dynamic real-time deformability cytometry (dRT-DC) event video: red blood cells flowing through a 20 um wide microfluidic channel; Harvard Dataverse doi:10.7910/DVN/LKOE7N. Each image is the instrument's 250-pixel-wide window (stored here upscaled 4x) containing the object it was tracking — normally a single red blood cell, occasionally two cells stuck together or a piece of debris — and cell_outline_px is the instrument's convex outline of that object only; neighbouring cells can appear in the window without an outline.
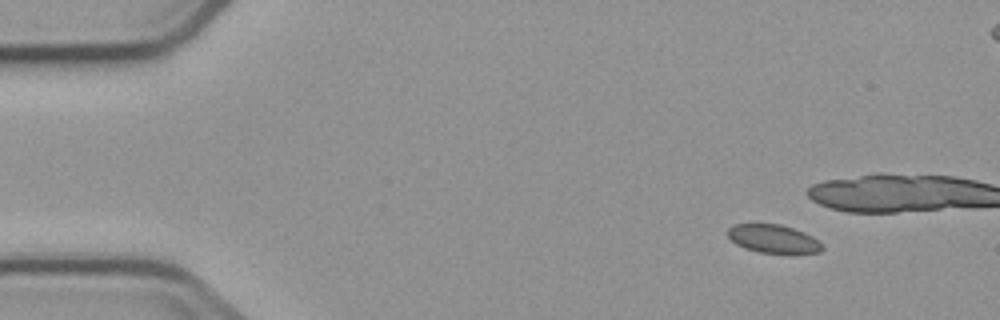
{"species": "common noctule bat (a hibernating species)", "species_latin": "Nyctalus noctula", "temperature_condition": "cold", "stored_images_in_passage": 4, "camera_frame_rate_fps": 3000, "um_per_image_px": 0.085, "animal": {"sex": "male", "body_mass_g": 23.1, "forearm_length_mm": 52.7}, "frame": {"image": 1, "passage_image": 1, "time_ms": 0.0, "image_size_px": [1000, 320], "cell_outline_px": [[824, 248], [820, 252], [760, 252], [744, 248], [736, 244], [728, 236], [728, 228], [732, 224], [780, 224], [804, 232], [812, 236]], "centroid_in_image_um": [65.68, 20.28], "position_along_channel_um": 19.3, "area_um2": 15.2}}